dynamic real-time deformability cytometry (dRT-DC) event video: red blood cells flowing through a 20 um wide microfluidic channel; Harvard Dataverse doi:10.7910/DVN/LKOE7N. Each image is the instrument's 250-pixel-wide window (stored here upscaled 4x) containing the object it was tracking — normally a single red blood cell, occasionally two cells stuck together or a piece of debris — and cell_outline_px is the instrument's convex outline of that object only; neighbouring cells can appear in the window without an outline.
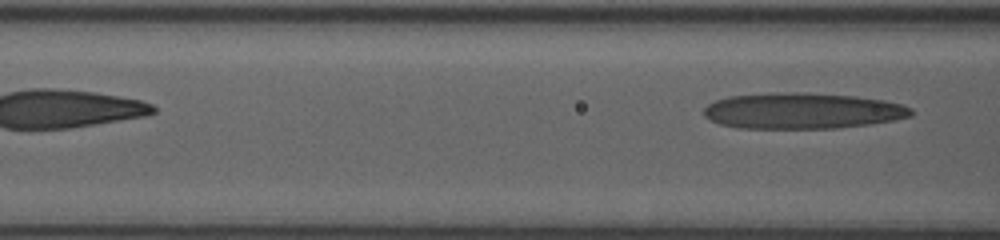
{"species": "human", "species_latin": "Homo sapiens", "temperature_condition": "room temperature", "stored_images_in_passage": 10, "segment_of_instrument_passage": [2, 2], "camera_frame_rate_fps": 3000, "um_per_image_px": 0.085, "donor": {"sex": "female"}, "frame": {"image": 1, "passage_image": 10, "time_ms": 6.333, "image_size_px": [1000, 240], "cell_outline_px": [[912, 116], [896, 120], [868, 124], [836, 128], [736, 128], [720, 124], [704, 116], [704, 108], [708, 104], [716, 100], [728, 96], [772, 92], [804, 92], [856, 96], [884, 100], [904, 104], [912, 108]], "centroid_in_image_um": [68.21, 9.41], "position_along_channel_um": 98.4, "area_um2": 43.75}}